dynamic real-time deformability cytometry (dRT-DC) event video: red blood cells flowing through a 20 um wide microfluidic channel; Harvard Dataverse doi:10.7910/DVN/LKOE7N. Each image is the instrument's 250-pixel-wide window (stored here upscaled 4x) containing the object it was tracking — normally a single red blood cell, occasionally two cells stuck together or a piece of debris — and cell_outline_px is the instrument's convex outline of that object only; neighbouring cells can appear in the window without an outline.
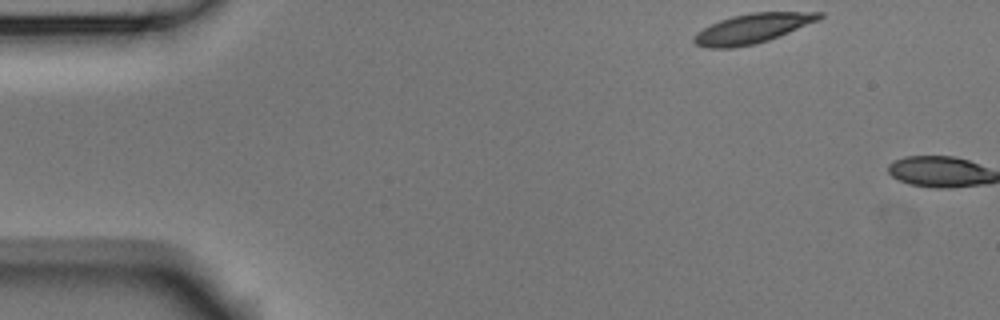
{"species": "Egyptian fruit bat (a non-hibernating species)", "species_latin": "Rousettus aegyptiacus", "temperature_condition": "room temperature", "stored_images_in_passage": 2, "camera_frame_rate_fps": 3000, "um_per_image_px": 0.085, "animal": {"sex": "male"}, "frame": {"image": 1, "passage_image": 1, "time_ms": 0.0, "image_size_px": [1000, 320], "cell_outline_px": [[824, 16], [820, 20], [780, 36], [756, 44], [732, 48], [708, 48], [696, 44], [692, 40], [692, 36], [696, 32], [720, 20], [732, 16], [752, 12], [824, 12]], "centroid_in_image_um": [63.97, 2.42], "position_along_channel_um": 21.0, "area_um2": 21.73}}